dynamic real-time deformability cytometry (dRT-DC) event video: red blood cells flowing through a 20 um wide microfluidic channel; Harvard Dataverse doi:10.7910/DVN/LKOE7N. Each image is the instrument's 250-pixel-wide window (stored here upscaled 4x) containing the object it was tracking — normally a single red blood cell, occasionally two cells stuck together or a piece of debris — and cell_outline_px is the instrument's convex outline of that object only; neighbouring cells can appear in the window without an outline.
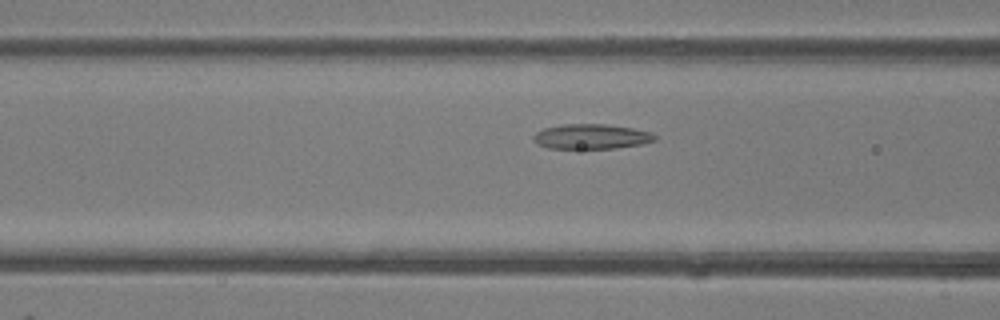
{"species": "common noctule bat (a hibernating species)", "species_latin": "Nyctalus noctula", "temperature_condition": "room temperature", "stored_images_in_passage": 18, "camera_frame_rate_fps": 3000, "um_per_image_px": 0.085, "animal": {"sex": "female"}, "frame": {"image": 1, "passage_image": 16, "time_ms": 5.0, "image_size_px": [1000, 320], "cell_outline_px": [[656, 140], [640, 144], [616, 148], [548, 148], [536, 144], [532, 140], [532, 136], [536, 132], [544, 128], [560, 124], [604, 124], [632, 128], [652, 132], [656, 136]], "centroid_in_image_um": [50.22, 11.6], "position_along_channel_um": 116.4, "area_um2": 17.69}}